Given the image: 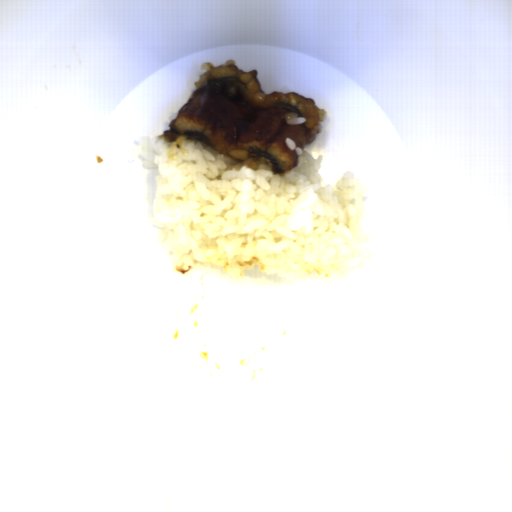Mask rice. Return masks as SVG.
Masks as SVG:
<instances>
[{"label":"rice","mask_w":512,"mask_h":512,"mask_svg":"<svg viewBox=\"0 0 512 512\" xmlns=\"http://www.w3.org/2000/svg\"><path fill=\"white\" fill-rule=\"evenodd\" d=\"M128 162L157 168L149 219L176 273L204 269L239 280L246 270L285 282L313 272L326 278L361 267L372 256L362 179L346 171L335 186H321L324 156L295 149L298 163L284 176L248 150L219 154L197 139L163 133L138 135Z\"/></svg>","instance_id":"rice-1"},{"label":"rice","mask_w":512,"mask_h":512,"mask_svg":"<svg viewBox=\"0 0 512 512\" xmlns=\"http://www.w3.org/2000/svg\"><path fill=\"white\" fill-rule=\"evenodd\" d=\"M298 113L290 112L285 115V122L291 126L304 125L306 118L305 116H298Z\"/></svg>","instance_id":"rice-2"}]
</instances>
